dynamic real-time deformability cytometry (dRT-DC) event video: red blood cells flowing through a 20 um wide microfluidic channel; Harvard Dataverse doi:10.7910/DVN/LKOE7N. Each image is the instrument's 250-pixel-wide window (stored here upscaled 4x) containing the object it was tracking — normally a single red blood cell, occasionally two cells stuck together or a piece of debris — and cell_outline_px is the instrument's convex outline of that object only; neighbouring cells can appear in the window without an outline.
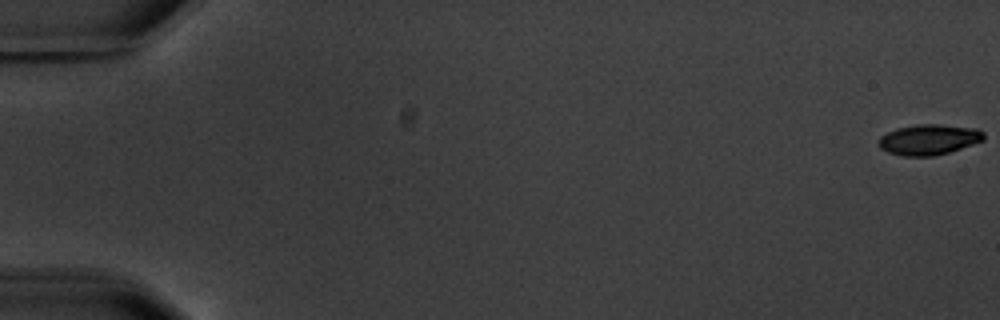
{"species": "common noctule bat (a hibernating species)", "species_latin": "Nyctalus noctula", "temperature_condition": "warm", "stored_images_in_passage": 5, "segment_of_instrument_passage": [2, 2], "camera_frame_rate_fps": 3000, "um_per_image_px": 0.085, "animal": {"sex": "male", "body_mass_g": 20.1, "forearm_length_mm": 53.5}, "frame": {"image": 1, "passage_image": 5, "time_ms": 6.333, "image_size_px": [1000, 320], "cell_outline_px": [[984, 140], [948, 152], [932, 156], [900, 156], [888, 152], [880, 148], [880, 136], [896, 128], [916, 124], [940, 124], [976, 128], [984, 132]], "centroid_in_image_um": [78.95, 11.85], "position_along_channel_um": 6.1, "area_um2": 18.61}}